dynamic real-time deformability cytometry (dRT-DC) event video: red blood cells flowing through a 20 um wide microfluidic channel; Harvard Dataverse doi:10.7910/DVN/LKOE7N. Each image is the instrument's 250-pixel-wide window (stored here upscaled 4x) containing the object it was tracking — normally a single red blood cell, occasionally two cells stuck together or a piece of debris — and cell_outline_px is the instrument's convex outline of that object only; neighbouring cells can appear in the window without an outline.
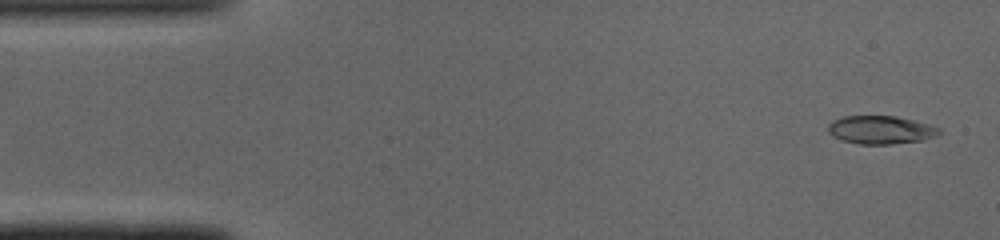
{"species": "common noctule bat (a hibernating species)", "species_latin": "Nyctalus noctula", "temperature_condition": "cold", "stored_images_in_passage": 47, "camera_frame_rate_fps": 3000, "um_per_image_px": 0.085, "animal": {"sex": "male", "body_mass_g": 19.0, "forearm_length_mm": 50.8}, "frame": {"image": 1, "passage_image": 1, "time_ms": 0.0, "image_size_px": [1000, 240], "cell_outline_px": [[944, 132], [936, 136], [924, 140], [892, 144], [860, 144], [840, 140], [832, 136], [828, 132], [828, 124], [832, 120], [844, 116], [896, 116], [928, 124], [940, 128]], "centroid_in_image_um": [74.86, 11.04], "position_along_channel_um": 10.1, "area_um2": 18.44}}
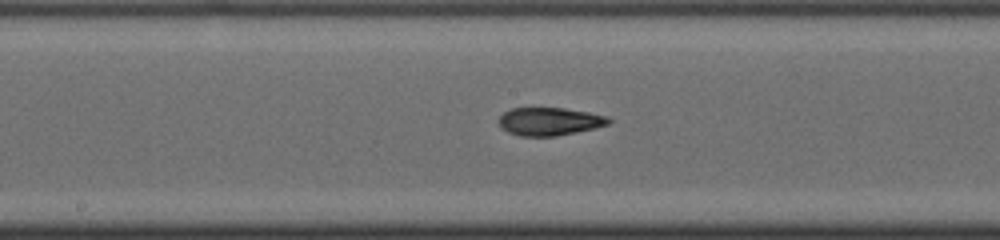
{"frame": {"image": 2, "passage_image": 23, "time_ms": 7.333, "image_size_px": [1000, 240], "cell_outline_px": [[612, 120], [608, 124], [576, 132], [556, 136], [520, 136], [508, 132], [500, 124], [500, 116], [504, 112], [512, 108], [564, 108], [588, 112], [608, 116]], "centroid_in_image_um": [46.72, 10.32], "position_along_channel_um": 201.5, "area_um2": 17.69}}
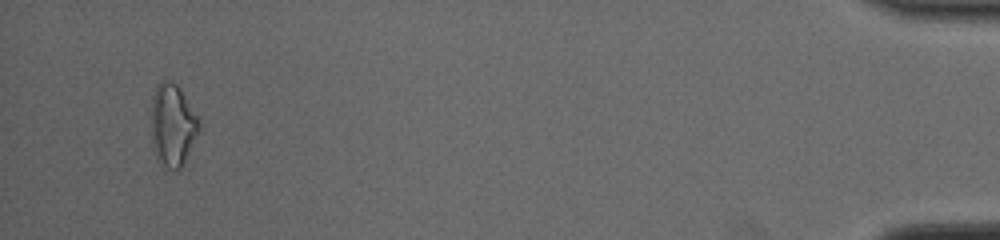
{"frame": {"image": 3, "passage_image": 45, "time_ms": 14.667, "image_size_px": [1000, 240], "cell_outline_px": [[200, 128], [184, 164], [180, 168], [168, 168], [160, 160], [152, 144], [152, 100], [156, 88], [160, 80], [168, 80], [176, 84], [180, 88], [200, 120]], "centroid_in_image_um": [14.7, 10.59], "position_along_channel_um": 420.5, "area_um2": 22.48}, "authors_computed_cell_mechanics": {"area_um2": 18.4382, "velocity_mm_per_s": 4.1218, "shape_relaxation_time_tau1_ms": 8.4055, "shape_relaxation_time_tau2_ms": 1.6341, "deformation_change_tau1": 0.2482, "deformation_change_tau2": 0.0871}}